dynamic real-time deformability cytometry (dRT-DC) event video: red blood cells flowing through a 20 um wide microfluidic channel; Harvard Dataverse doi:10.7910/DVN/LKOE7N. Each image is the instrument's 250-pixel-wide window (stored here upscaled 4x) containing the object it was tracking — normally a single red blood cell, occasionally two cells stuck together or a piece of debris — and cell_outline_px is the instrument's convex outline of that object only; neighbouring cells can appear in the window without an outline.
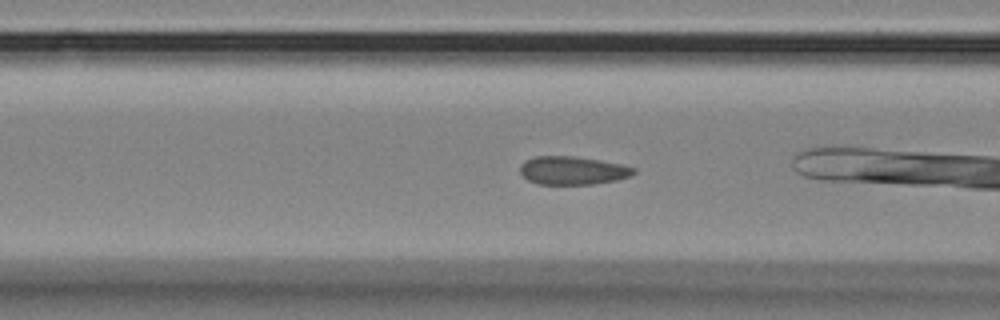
{"species": "Egyptian fruit bat (a non-hibernating species)", "species_latin": "Rousettus aegyptiacus", "temperature_condition": "room temperature", "stored_images_in_passage": 41, "camera_frame_rate_fps": 3000, "um_per_image_px": 0.085, "animal": {"sex": "female"}, "frame": {"image": 1, "passage_image": 18, "time_ms": 5.667, "image_size_px": [1000, 320], "cell_outline_px": [[636, 172], [632, 176], [616, 180], [592, 184], [536, 184], [528, 180], [520, 172], [520, 164], [524, 160], [536, 156], [572, 156], [600, 160], [620, 164], [636, 168]], "centroid_in_image_um": [48.67, 14.49], "position_along_channel_um": 117.9, "area_um2": 18.79}}
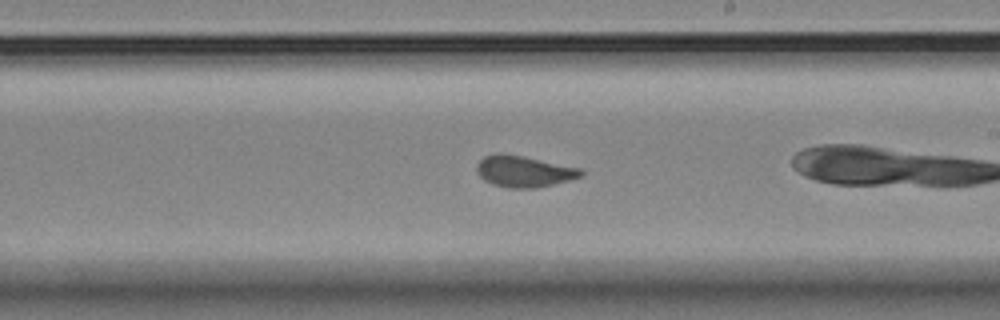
{"frame": {"image": 2, "passage_image": 29, "time_ms": 9.333, "image_size_px": [1000, 320], "cell_outline_px": [[584, 176], [536, 188], [508, 188], [492, 184], [484, 180], [476, 172], [476, 164], [484, 156], [500, 152], [524, 156], [580, 168], [584, 172]], "centroid_in_image_um": [44.5, 14.56], "position_along_channel_um": 244.5, "area_um2": 19.13}}
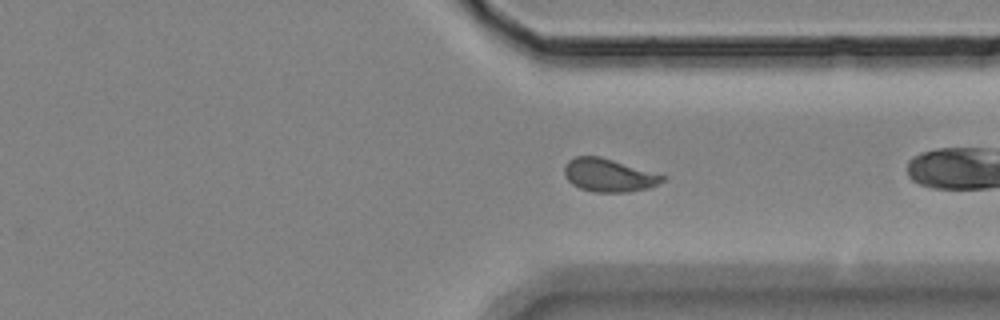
{"frame": {"image": 3, "passage_image": 39, "time_ms": 12.667, "image_size_px": [1000, 320], "cell_outline_px": [[668, 176], [664, 180], [648, 188], [628, 192], [596, 192], [580, 188], [572, 184], [564, 176], [564, 164], [568, 160], [576, 156], [600, 156]], "centroid_in_image_um": [51.73, 14.88], "position_along_channel_um": 359.7, "area_um2": 18.96}}